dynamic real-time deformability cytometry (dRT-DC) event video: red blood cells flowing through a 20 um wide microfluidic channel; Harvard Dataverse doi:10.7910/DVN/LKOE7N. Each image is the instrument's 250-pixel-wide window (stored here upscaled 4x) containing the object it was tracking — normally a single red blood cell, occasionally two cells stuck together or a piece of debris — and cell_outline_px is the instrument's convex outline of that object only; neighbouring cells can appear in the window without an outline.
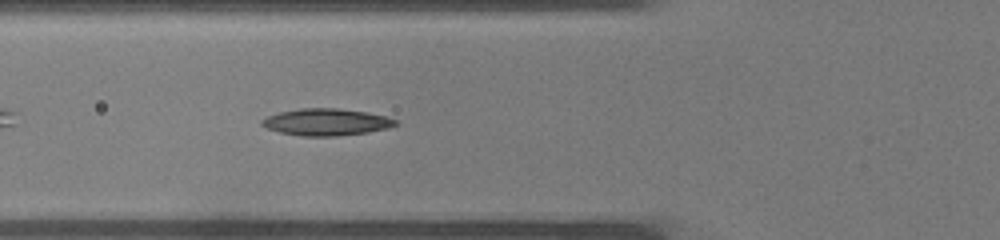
{"species": "common noctule bat (a hibernating species)", "species_latin": "Nyctalus noctula", "temperature_condition": "warm", "stored_images_in_passage": 35, "camera_frame_rate_fps": 3000, "um_per_image_px": 0.085, "animal": {"sex": "male", "body_mass_g": 19.0, "forearm_length_mm": 50.8}, "frame": {"image": 1, "passage_image": 11, "time_ms": 3.333, "image_size_px": [1000, 240], "cell_outline_px": [[396, 124], [388, 128], [368, 132], [336, 136], [300, 136], [280, 132], [268, 128], [260, 124], [260, 120], [268, 116], [280, 112], [300, 108], [336, 108], [364, 112], [384, 116], [396, 120]], "centroid_in_image_um": [27.69, 10.38], "position_along_channel_um": 98.1, "area_um2": 20.69}}
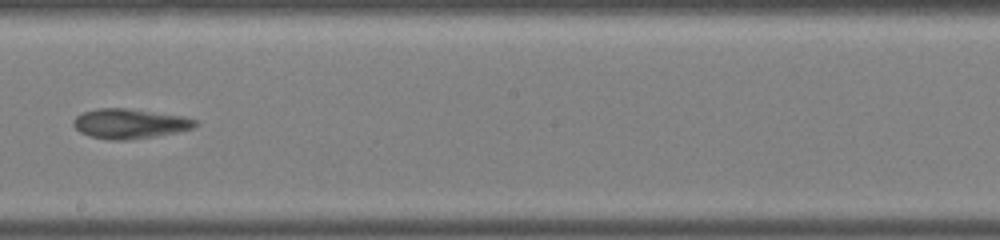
{"frame": {"image": 2, "passage_image": 19, "time_ms": 6.0, "image_size_px": [1000, 240], "cell_outline_px": [[200, 124], [192, 128], [176, 132], [156, 136], [124, 140], [112, 140], [92, 136], [80, 132], [72, 124], [72, 120], [76, 116], [84, 112], [100, 108], [128, 108], [184, 116], [196, 120]], "centroid_in_image_um": [11.04, 10.5], "position_along_channel_um": 237.2, "area_um2": 21.04}}
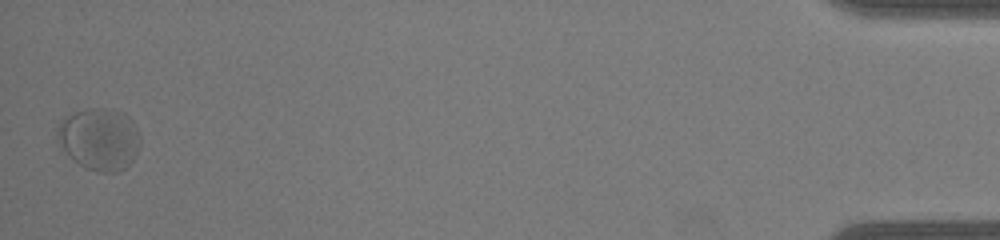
{"frame": {"image": 3, "passage_image": 35, "time_ms": 11.333, "image_size_px": [1000, 240], "cell_outline_px": [[140, 144], [132, 160], [124, 168], [116, 172], [100, 172], [88, 168], [80, 164], [60, 148], [56, 136], [56, 128], [72, 112], [88, 108], [104, 108], [124, 112], [132, 120], [140, 136]], "centroid_in_image_um": [8.44, 11.8], "position_along_channel_um": 426.8, "area_um2": 29.88}}